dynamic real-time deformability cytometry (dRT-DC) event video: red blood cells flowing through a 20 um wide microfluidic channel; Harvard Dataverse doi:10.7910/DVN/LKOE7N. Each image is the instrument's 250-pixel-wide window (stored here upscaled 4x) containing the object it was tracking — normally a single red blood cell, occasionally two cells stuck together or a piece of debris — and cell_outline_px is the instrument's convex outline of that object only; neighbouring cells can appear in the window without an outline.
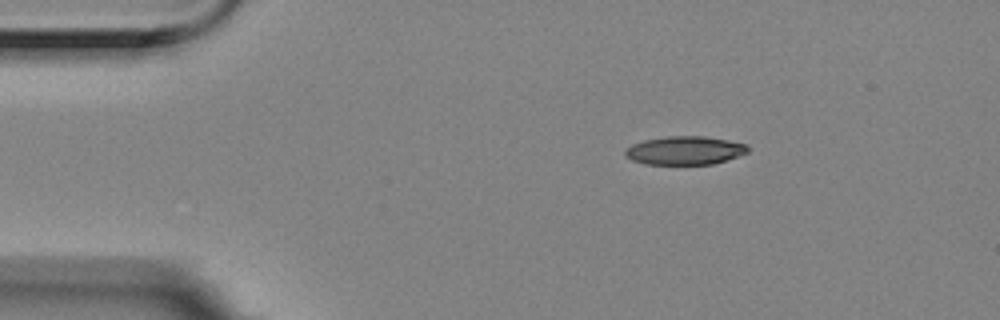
{"species": "Egyptian fruit bat (a non-hibernating species)", "species_latin": "Rousettus aegyptiacus", "temperature_condition": "room temperature", "stored_images_in_passage": 4, "camera_frame_rate_fps": 3000, "um_per_image_px": 0.085, "animal": {"sex": "female"}, "frame": {"image": 1, "passage_image": 2, "time_ms": 0.333, "image_size_px": [1000, 320], "cell_outline_px": [[748, 152], [712, 164], [644, 164], [632, 160], [624, 156], [624, 148], [632, 144], [644, 140], [668, 136], [704, 136], [728, 140], [748, 144]], "centroid_in_image_um": [58.16, 12.78], "position_along_channel_um": 26.8, "area_um2": 20.35}}
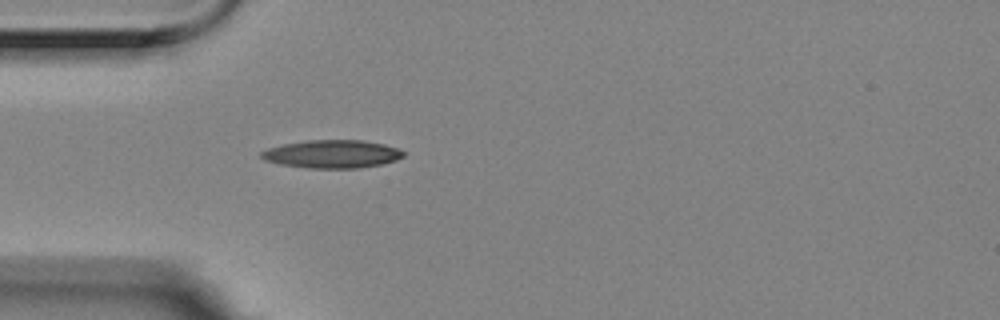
{"frame": {"image": 2, "passage_image": 4, "time_ms": 1.0, "image_size_px": [1000, 320], "cell_outline_px": [[404, 156], [396, 160], [380, 164], [360, 168], [308, 168], [280, 164], [264, 160], [260, 156], [260, 152], [268, 148], [284, 144], [308, 140], [360, 140], [384, 144], [400, 148], [404, 152]], "centroid_in_image_um": [28.23, 13.09], "position_along_channel_um": 56.8, "area_um2": 23.24}}